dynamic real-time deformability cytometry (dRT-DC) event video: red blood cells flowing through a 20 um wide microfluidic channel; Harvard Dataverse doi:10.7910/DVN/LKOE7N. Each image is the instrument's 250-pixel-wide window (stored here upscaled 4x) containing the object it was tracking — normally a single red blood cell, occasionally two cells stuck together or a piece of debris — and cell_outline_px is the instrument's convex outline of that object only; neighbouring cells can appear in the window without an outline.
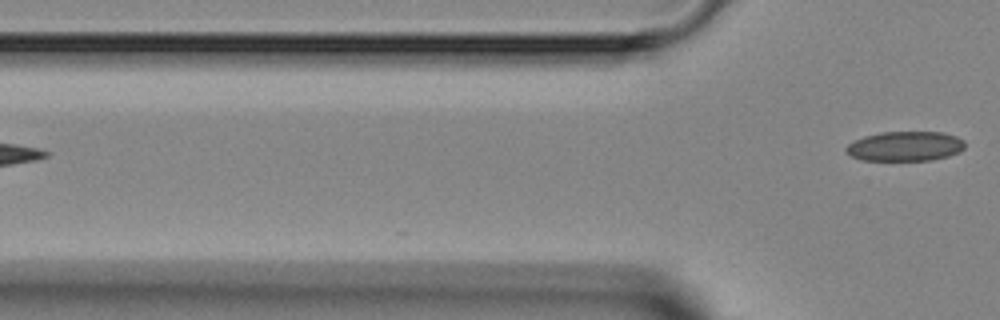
{"species": "Egyptian fruit bat (a non-hibernating species)", "species_latin": "Rousettus aegyptiacus", "temperature_condition": "room temperature", "stored_images_in_passage": 4, "segment_of_instrument_passage": [2, 2], "camera_frame_rate_fps": 3000, "um_per_image_px": 0.085, "animal": {"sex": "female"}, "frame": {"image": 1, "passage_image": 4, "time_ms": 3.333, "image_size_px": [1000, 320], "cell_outline_px": [[964, 148], [960, 152], [948, 156], [932, 160], [864, 160], [852, 156], [844, 148], [848, 144], [864, 136], [880, 132], [940, 132], [956, 136], [964, 140]], "centroid_in_image_um": [76.96, 12.42], "position_along_channel_um": 48.8, "area_um2": 20.46}}